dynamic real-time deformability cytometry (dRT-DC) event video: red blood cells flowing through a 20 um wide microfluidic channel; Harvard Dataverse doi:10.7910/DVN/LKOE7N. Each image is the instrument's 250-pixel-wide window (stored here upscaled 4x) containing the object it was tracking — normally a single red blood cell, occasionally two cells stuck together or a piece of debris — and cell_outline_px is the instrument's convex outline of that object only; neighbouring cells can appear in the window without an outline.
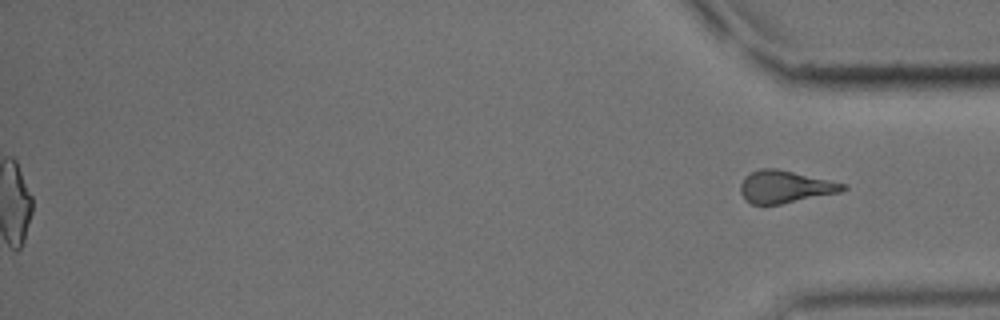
{"species": "common noctule bat (a hibernating species)", "species_latin": "Nyctalus noctula", "temperature_condition": "cold", "stored_images_in_passage": 51, "segment_of_instrument_passage": [2, 2], "camera_frame_rate_fps": 3000, "um_per_image_px": 0.085, "animal": {"sex": "male", "body_mass_g": 15.6}, "frame": {"image": 1, "passage_image": 51, "time_ms": 16.667, "image_size_px": [1000, 320], "cell_outline_px": [[848, 188], [840, 192], [780, 204], [752, 204], [744, 200], [740, 192], [740, 184], [744, 176], [760, 168], [776, 168], [848, 184]], "centroid_in_image_um": [66.71, 15.87], "position_along_channel_um": 368.5, "area_um2": 19.36}}